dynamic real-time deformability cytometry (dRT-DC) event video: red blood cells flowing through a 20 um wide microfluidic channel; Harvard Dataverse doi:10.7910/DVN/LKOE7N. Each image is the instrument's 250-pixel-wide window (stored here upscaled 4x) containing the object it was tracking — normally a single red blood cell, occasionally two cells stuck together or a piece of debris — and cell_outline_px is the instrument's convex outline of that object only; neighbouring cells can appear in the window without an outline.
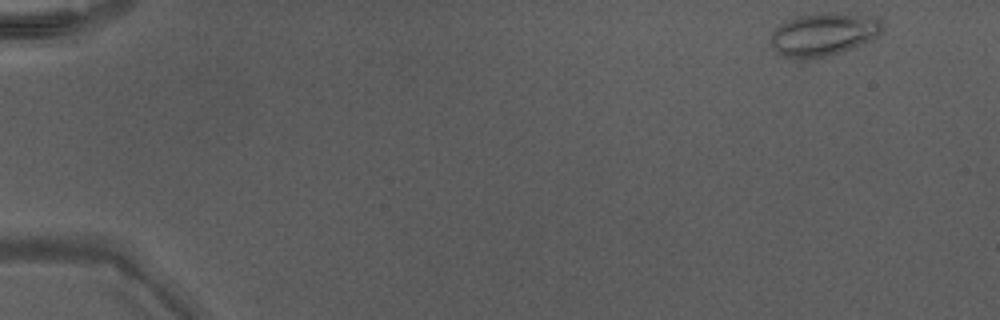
{"species": "Egyptian fruit bat (a non-hibernating species)", "species_latin": "Rousettus aegyptiacus", "temperature_condition": "warm", "stored_images_in_passage": 9, "camera_frame_rate_fps": 3000, "um_per_image_px": 0.085, "animal": {"sex": "male"}, "frame": {"image": 1, "passage_image": 1, "time_ms": 0.0, "image_size_px": [1000, 320], "cell_outline_px": [[884, 28], [872, 40], [864, 44], [840, 52], [824, 56], [780, 56], [772, 48], [768, 40], [772, 32], [780, 24], [796, 16], [816, 12], [832, 12], [872, 16], [880, 20], [884, 24]], "centroid_in_image_um": [70.0, 2.87], "position_along_channel_um": 15.0, "area_um2": 27.92}}